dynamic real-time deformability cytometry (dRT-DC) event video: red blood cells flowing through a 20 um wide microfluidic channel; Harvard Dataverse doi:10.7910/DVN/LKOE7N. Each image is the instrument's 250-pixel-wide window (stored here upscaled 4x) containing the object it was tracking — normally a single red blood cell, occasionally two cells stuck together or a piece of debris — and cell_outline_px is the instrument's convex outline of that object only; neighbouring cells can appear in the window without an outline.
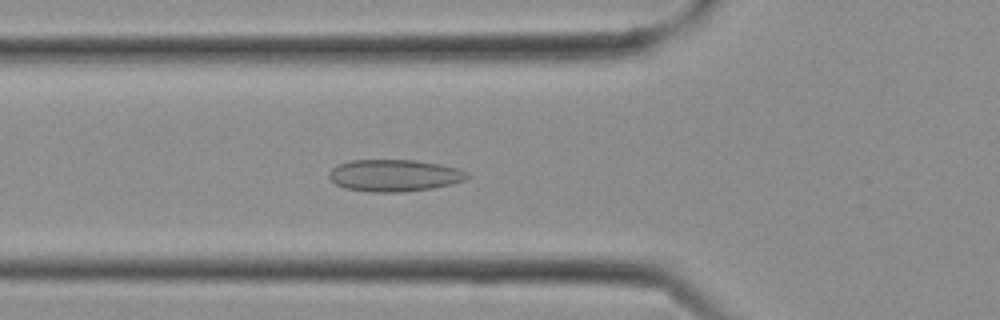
{"species": "Egyptian fruit bat (a non-hibernating species)", "species_latin": "Rousettus aegyptiacus", "temperature_condition": "cold", "stored_images_in_passage": 12, "camera_frame_rate_fps": 3000, "um_per_image_px": 0.085, "frame": {"image": 1, "passage_image": 10, "time_ms": 3.0, "image_size_px": [1000, 320], "cell_outline_px": [[468, 176], [464, 180], [452, 184], [432, 188], [404, 192], [372, 192], [344, 188], [336, 184], [328, 176], [328, 172], [336, 164], [352, 160], [416, 160], [440, 164], [456, 168], [468, 172]], "centroid_in_image_um": [33.49, 14.91], "position_along_channel_um": 92.3, "area_um2": 25.78}}
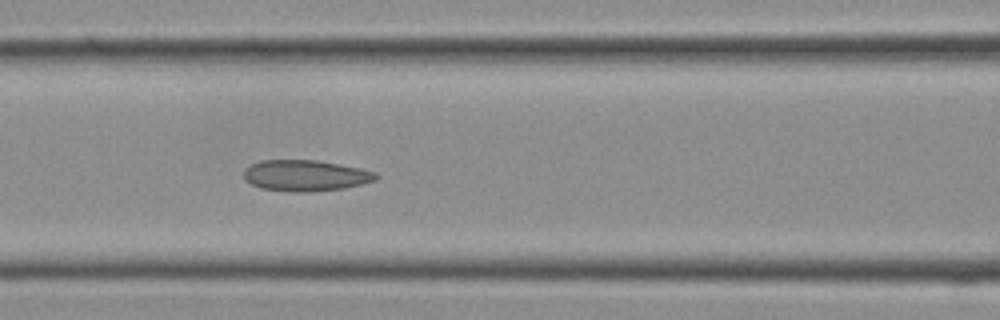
{"frame": {"image": 2, "passage_image": 12, "time_ms": 3.667, "image_size_px": [1000, 320], "cell_outline_px": [[380, 176], [376, 180], [344, 188], [308, 192], [292, 192], [260, 188], [244, 180], [244, 168], [260, 160], [316, 160], [340, 164], [360, 168], [376, 172]], "centroid_in_image_um": [25.96, 14.92], "position_along_channel_um": 140.6, "area_um2": 24.04}}